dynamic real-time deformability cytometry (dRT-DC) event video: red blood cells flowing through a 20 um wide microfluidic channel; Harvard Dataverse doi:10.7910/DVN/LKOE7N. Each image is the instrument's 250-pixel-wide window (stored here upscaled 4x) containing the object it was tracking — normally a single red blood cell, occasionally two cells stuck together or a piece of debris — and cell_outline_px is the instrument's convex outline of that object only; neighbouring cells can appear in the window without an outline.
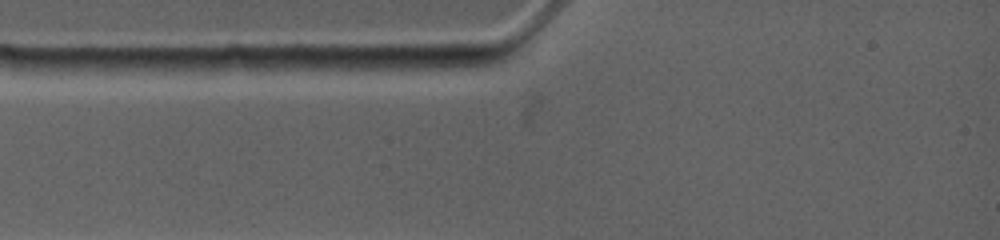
{"species": "common noctule bat (a hibernating species)", "species_latin": "Nyctalus noctula", "temperature_condition": "warm", "stored_images_in_passage": 3, "camera_frame_rate_fps": 4500, "um_per_image_px": 0.085, "animal": {"sex": "female", "body_mass_g": 19.0, "forearm_length_mm": 53.3}, "frame": {"image": 1, "passage_image": 1, "time_ms": 0.0, "image_size_px": [1000, 240], "cell_outline_px": [[256, 68], [212, 76], [204, 76], [156, 68], [140, 60], [228, 56], [244, 56]], "centroid_in_image_um": [17.3, 5.53], "position_along_channel_um": 67.7, "area_um2": 10.92}}